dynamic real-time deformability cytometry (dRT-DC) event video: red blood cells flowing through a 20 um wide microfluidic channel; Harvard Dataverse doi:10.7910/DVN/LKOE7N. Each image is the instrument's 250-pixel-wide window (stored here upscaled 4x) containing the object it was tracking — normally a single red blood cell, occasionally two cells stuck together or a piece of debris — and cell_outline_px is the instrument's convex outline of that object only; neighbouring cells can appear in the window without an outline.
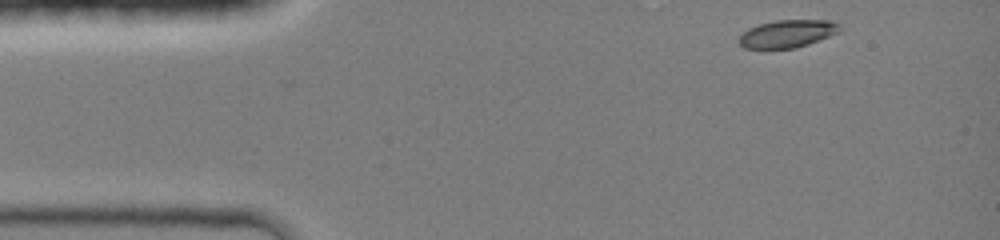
{"species": "common noctule bat (a hibernating species)", "species_latin": "Nyctalus noctula", "temperature_condition": "room temperature", "stored_images_in_passage": 37, "camera_frame_rate_fps": 3000, "um_per_image_px": 0.085, "animal": {"sex": "female", "body_mass_g": 19.0, "forearm_length_mm": 51.5}, "frame": {"image": 1, "passage_image": 1, "time_ms": 0.0, "image_size_px": [1000, 240], "cell_outline_px": [[840, 32], [808, 44], [796, 48], [744, 48], [740, 44], [740, 36], [748, 28], [760, 24], [776, 20], [828, 20], [840, 24]], "centroid_in_image_um": [66.96, 2.86], "position_along_channel_um": 18.0, "area_um2": 16.07}}
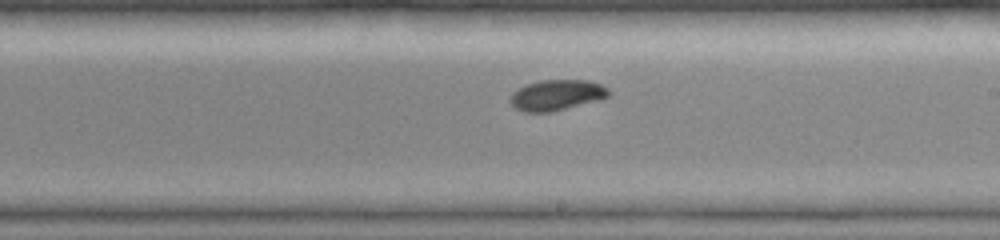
{"frame": {"image": 2, "passage_image": 22, "time_ms": 7.0, "image_size_px": [1000, 240], "cell_outline_px": [[612, 92], [608, 96], [596, 100], [552, 112], [524, 112], [516, 108], [508, 100], [512, 92], [528, 84], [540, 80], [588, 80], [600, 84], [608, 88]], "centroid_in_image_um": [47.3, 8.08], "position_along_channel_um": 241.7, "area_um2": 17.46}}
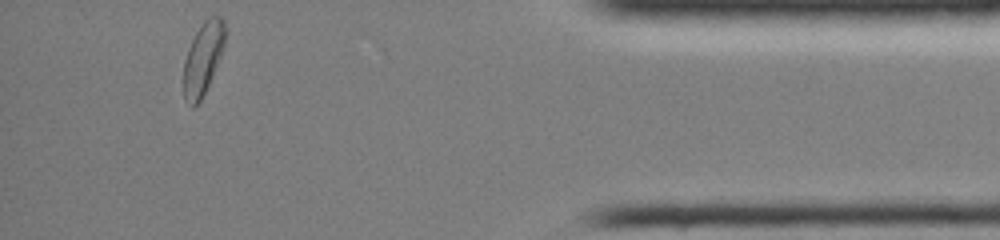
{"frame": {"image": 3, "passage_image": 37, "time_ms": 12.0, "image_size_px": [1000, 240], "cell_outline_px": [[228, 32], [220, 56], [208, 84], [200, 100], [192, 108], [184, 100], [184, 60], [188, 48], [196, 32], [204, 20], [208, 16], [220, 16], [224, 20], [228, 28]], "centroid_in_image_um": [17.28, 4.9], "position_along_channel_um": 417.9, "area_um2": 17.46}, "authors_computed_cell_mechanics": {"area_um2": 17.5712, "velocity_mm_per_s": 4.2818, "shape_relaxation_time_tau1_ms": 2.8984, "shape_relaxation_time_tau2_ms": null, "deformation_change_tau1": 0.101, "deformation_change_tau2": null}}